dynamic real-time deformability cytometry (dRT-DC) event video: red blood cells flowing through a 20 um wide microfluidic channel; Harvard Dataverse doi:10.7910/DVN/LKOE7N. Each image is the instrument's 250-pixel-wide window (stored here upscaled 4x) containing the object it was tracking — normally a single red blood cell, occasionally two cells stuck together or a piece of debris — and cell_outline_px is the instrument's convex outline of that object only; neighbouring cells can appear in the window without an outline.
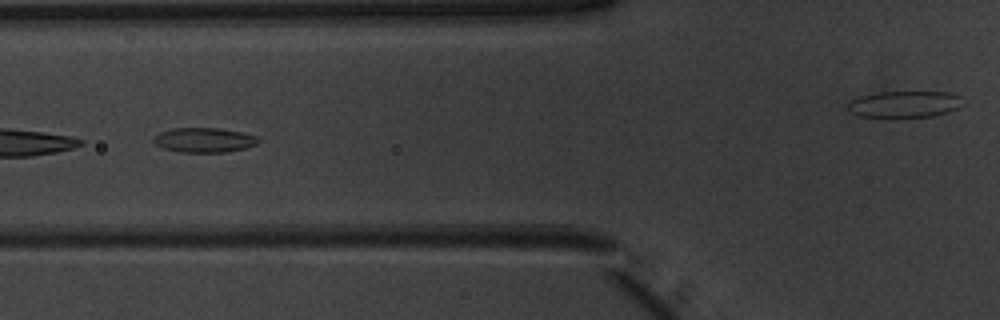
{"species": "common noctule bat (a hibernating species)", "species_latin": "Nyctalus noctula", "temperature_condition": "warm", "stored_images_in_passage": 17, "camera_frame_rate_fps": 3000, "um_per_image_px": 0.085, "animal": {"sex": "male", "body_mass_g": 20.1, "forearm_length_mm": 53.5}, "frame": {"image": 1, "passage_image": 12, "time_ms": 3.667, "image_size_px": [1000, 320], "cell_outline_px": [[260, 140], [256, 144], [244, 148], [224, 152], [180, 152], [164, 148], [156, 144], [152, 140], [160, 132], [172, 128], [220, 128], [244, 132], [256, 136]], "centroid_in_image_um": [17.36, 11.89], "position_along_channel_um": 108.4, "area_um2": 14.97}}